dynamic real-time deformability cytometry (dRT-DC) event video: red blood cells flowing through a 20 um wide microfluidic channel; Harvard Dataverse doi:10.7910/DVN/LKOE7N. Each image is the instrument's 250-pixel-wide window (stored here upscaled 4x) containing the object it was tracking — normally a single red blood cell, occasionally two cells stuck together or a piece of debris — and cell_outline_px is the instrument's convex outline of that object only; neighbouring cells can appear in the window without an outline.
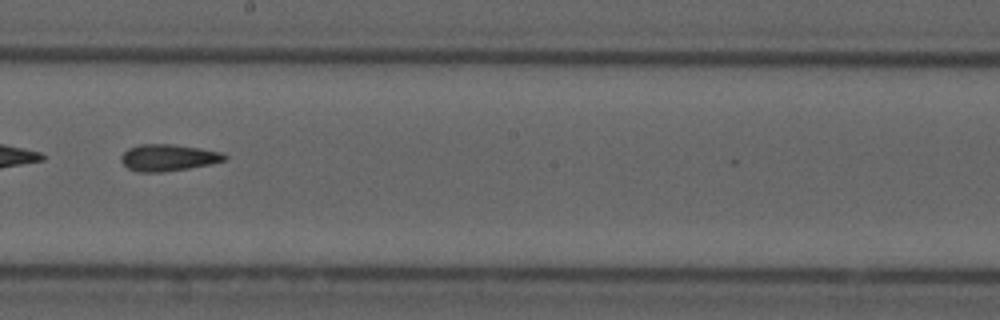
{"species": "common noctule bat (a hibernating species)", "species_latin": "Nyctalus noctula", "temperature_condition": "cold", "stored_images_in_passage": 54, "segment_of_instrument_passage": [2, 2], "camera_frame_rate_fps": 3000, "um_per_image_px": 0.085, "animal": {"sex": "male", "forearm_length_mm": 52.5}, "frame": {"image": 1, "passage_image": 31, "time_ms": 10.0, "image_size_px": [1000, 320], "cell_outline_px": [[228, 156], [224, 160], [212, 164], [164, 172], [140, 172], [128, 168], [120, 160], [120, 156], [128, 148], [140, 144], [172, 144], [200, 148], [220, 152]], "centroid_in_image_um": [14.28, 13.4], "position_along_channel_um": 233.9, "area_um2": 16.07}}
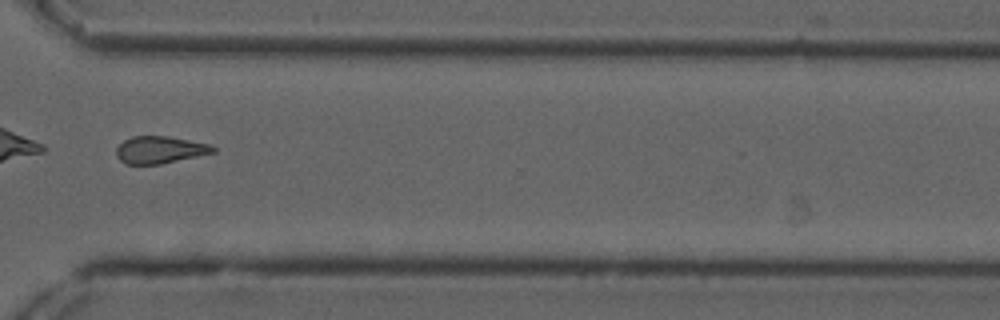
{"frame": {"image": 2, "passage_image": 41, "time_ms": 13.333, "image_size_px": [1000, 320], "cell_outline_px": [[216, 152], [160, 164], [124, 164], [116, 156], [116, 148], [124, 140], [132, 136], [168, 136], [212, 144], [216, 148]], "centroid_in_image_um": [13.6, 12.73], "position_along_channel_um": 357.0, "area_um2": 15.43}}